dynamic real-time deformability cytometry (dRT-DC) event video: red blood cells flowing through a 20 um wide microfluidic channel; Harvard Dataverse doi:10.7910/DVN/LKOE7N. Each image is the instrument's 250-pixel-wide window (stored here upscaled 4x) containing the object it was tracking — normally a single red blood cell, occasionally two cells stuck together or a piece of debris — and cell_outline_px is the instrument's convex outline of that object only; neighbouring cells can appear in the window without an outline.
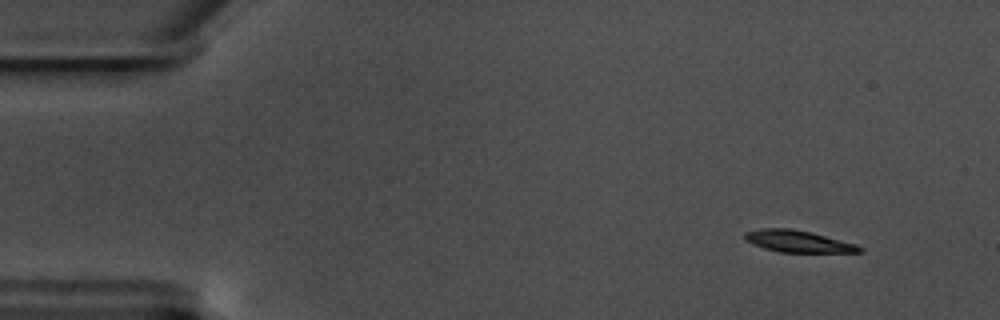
{"species": "common noctule bat (a hibernating species)", "species_latin": "Nyctalus noctula", "temperature_condition": "warm", "stored_images_in_passage": 11, "camera_frame_rate_fps": 3000, "um_per_image_px": 0.085, "animal": {"sex": "male", "body_mass_g": 17.5, "forearm_length_mm": 52.3}, "frame": {"image": 1, "passage_image": 1, "time_ms": 0.0, "image_size_px": [1000, 320], "cell_outline_px": [[864, 252], [780, 252], [764, 248], [748, 240], [744, 236], [744, 232], [760, 228], [792, 228], [812, 232], [856, 244], [864, 248]], "centroid_in_image_um": [67.88, 20.5], "position_along_channel_um": 17.1, "area_um2": 14.51}}